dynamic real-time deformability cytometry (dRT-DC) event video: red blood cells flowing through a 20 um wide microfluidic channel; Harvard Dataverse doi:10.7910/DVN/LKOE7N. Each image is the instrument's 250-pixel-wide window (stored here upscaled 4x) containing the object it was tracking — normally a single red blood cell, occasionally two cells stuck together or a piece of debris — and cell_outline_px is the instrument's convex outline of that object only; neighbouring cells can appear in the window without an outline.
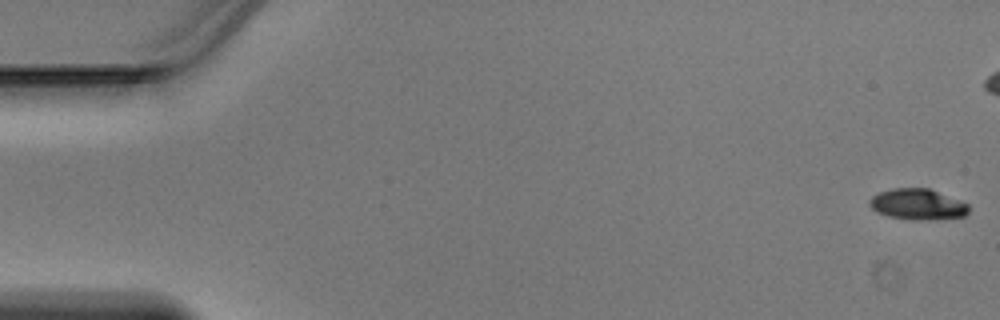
{"species": "Egyptian fruit bat (a non-hibernating species)", "species_latin": "Rousettus aegyptiacus", "temperature_condition": "warm", "stored_images_in_passage": 41, "camera_frame_rate_fps": 3000, "um_per_image_px": 0.085, "animal": {"sex": "male"}, "frame": {"image": 1, "passage_image": 1, "time_ms": 0.0, "image_size_px": [1000, 320], "cell_outline_px": [[968, 212], [964, 216], [936, 220], [916, 220], [888, 216], [876, 212], [868, 204], [868, 200], [872, 196], [880, 192], [892, 188], [928, 188], [968, 204]], "centroid_in_image_um": [77.96, 17.37], "position_along_channel_um": 7.0, "area_um2": 17.8}}
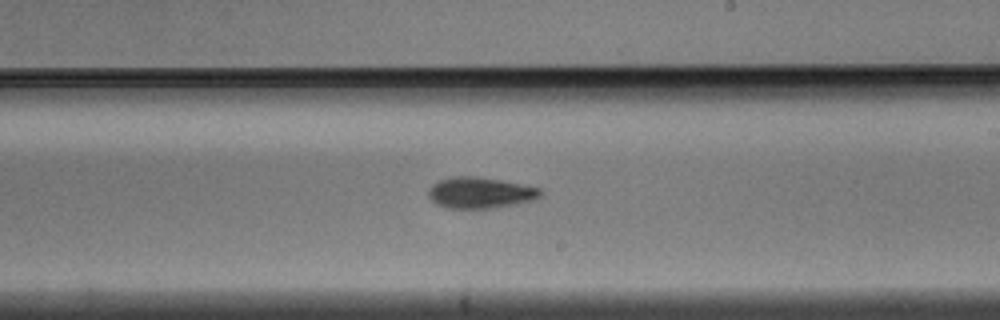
{"frame": {"image": 2, "passage_image": 28, "time_ms": 9.0, "image_size_px": [1000, 320], "cell_outline_px": [[544, 192], [536, 200], [516, 204], [492, 208], [448, 208], [436, 204], [428, 196], [428, 188], [432, 184], [440, 180], [456, 176], [468, 176], [496, 180], [520, 184], [540, 188]], "centroid_in_image_um": [40.82, 16.4], "position_along_channel_um": 248.2, "area_um2": 20.11}}
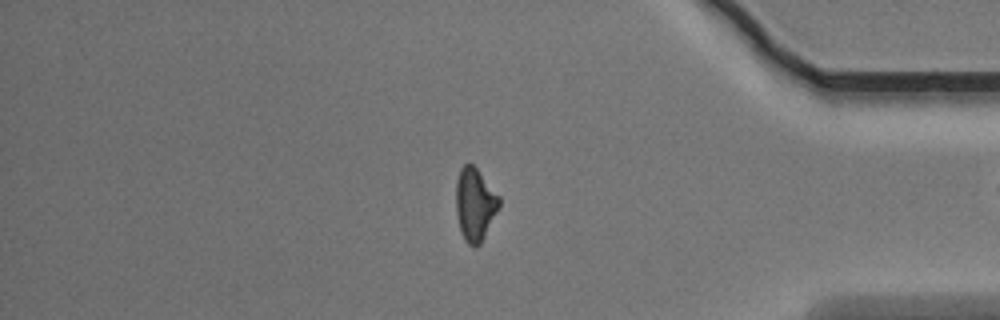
{"frame": {"image": 3, "passage_image": 40, "time_ms": 13.0, "image_size_px": [1000, 320], "cell_outline_px": [[500, 204], [480, 244], [476, 248], [468, 244], [464, 240], [460, 232], [456, 212], [456, 180], [460, 168], [468, 160], [476, 168], [500, 196]], "centroid_in_image_um": [40.34, 17.35], "position_along_channel_um": 394.9, "area_um2": 18.38}}